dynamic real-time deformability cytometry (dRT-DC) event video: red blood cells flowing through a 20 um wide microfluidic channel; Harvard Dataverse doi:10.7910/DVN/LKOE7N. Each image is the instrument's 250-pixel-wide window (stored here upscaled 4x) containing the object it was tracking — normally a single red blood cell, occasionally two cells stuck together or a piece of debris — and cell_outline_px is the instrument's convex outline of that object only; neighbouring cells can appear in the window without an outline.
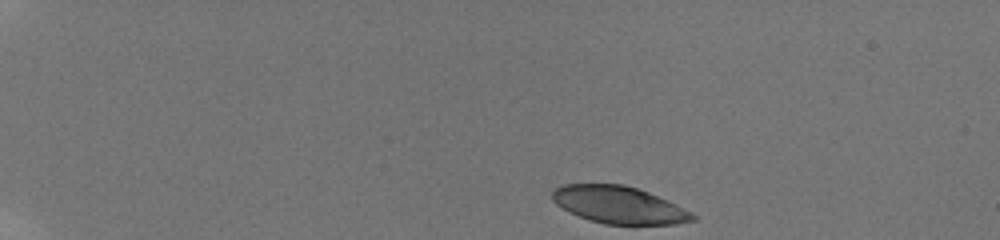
{"species": "human", "species_latin": "Homo sapiens", "temperature_condition": "room temperature", "stored_images_in_passage": 53, "camera_frame_rate_fps": 3000, "um_per_image_px": 0.085, "donor": {"sex": "male"}, "frame": {"image": 1, "passage_image": 1, "time_ms": 0.0, "image_size_px": [1000, 240], "cell_outline_px": [[696, 220], [676, 224], [604, 224], [588, 220], [568, 212], [556, 204], [552, 200], [552, 192], [556, 188], [564, 184], [624, 184], [648, 192], [692, 212], [696, 216]], "centroid_in_image_um": [52.58, 17.42], "position_along_channel_um": 32.4, "area_um2": 30.35}}
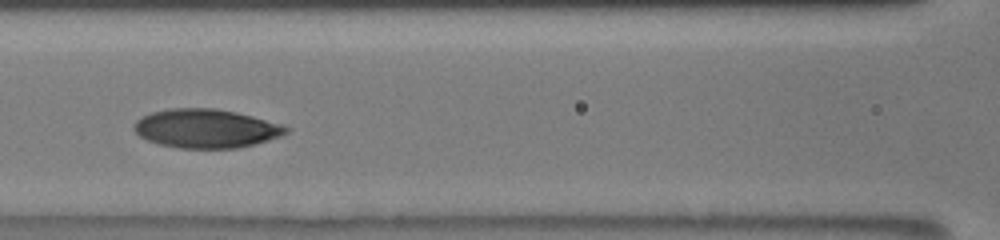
{"frame": {"image": 2, "passage_image": 20, "time_ms": 6.0, "image_size_px": [1000, 240], "cell_outline_px": [[288, 132], [284, 136], [240, 148], [180, 148], [160, 144], [148, 140], [140, 136], [132, 128], [132, 124], [140, 116], [152, 112], [168, 108], [216, 108], [236, 112], [284, 124], [288, 128]], "centroid_in_image_um": [17.53, 10.91], "position_along_channel_um": 149.1, "area_um2": 34.74}}
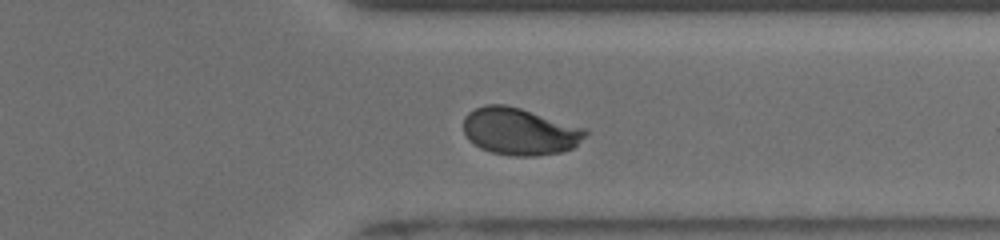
{"frame": {"image": 3, "passage_image": 37, "time_ms": 11.667, "image_size_px": [1000, 240], "cell_outline_px": [[588, 132], [572, 148], [560, 152], [536, 156], [512, 156], [492, 152], [480, 148], [468, 140], [464, 132], [464, 116], [468, 112], [484, 104], [504, 104], [520, 108], [588, 128]], "centroid_in_image_um": [44.16, 11.16], "position_along_channel_um": 367.2, "area_um2": 33.58}, "authors_computed_cell_mechanics": {"area_um2": 33.0616, "velocity_mm_per_s": 3.8494, "shape_relaxation_time_tau1_ms": 5.787, "shape_relaxation_time_tau2_ms": 1.1442, "deformation_change_tau1": 0.2132, "deformation_change_tau2": 0.0427}}